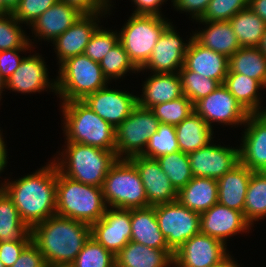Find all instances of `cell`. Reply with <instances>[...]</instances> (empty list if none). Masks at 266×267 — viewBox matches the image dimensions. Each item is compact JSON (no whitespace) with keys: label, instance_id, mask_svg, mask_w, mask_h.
<instances>
[{"label":"cell","instance_id":"obj_1","mask_svg":"<svg viewBox=\"0 0 266 267\" xmlns=\"http://www.w3.org/2000/svg\"><path fill=\"white\" fill-rule=\"evenodd\" d=\"M0 187L12 199L21 220L30 228L56 215L57 166L53 160L21 178H4Z\"/></svg>","mask_w":266,"mask_h":267},{"label":"cell","instance_id":"obj_2","mask_svg":"<svg viewBox=\"0 0 266 267\" xmlns=\"http://www.w3.org/2000/svg\"><path fill=\"white\" fill-rule=\"evenodd\" d=\"M32 242L48 264L73 263L91 236L90 225L58 215L31 228Z\"/></svg>","mask_w":266,"mask_h":267},{"label":"cell","instance_id":"obj_3","mask_svg":"<svg viewBox=\"0 0 266 267\" xmlns=\"http://www.w3.org/2000/svg\"><path fill=\"white\" fill-rule=\"evenodd\" d=\"M65 142L80 143L116 154L115 128L99 117L83 101L60 103Z\"/></svg>","mask_w":266,"mask_h":267},{"label":"cell","instance_id":"obj_4","mask_svg":"<svg viewBox=\"0 0 266 267\" xmlns=\"http://www.w3.org/2000/svg\"><path fill=\"white\" fill-rule=\"evenodd\" d=\"M63 146L53 157L58 170L83 184L103 187L110 167L117 160L116 154L80 143L65 142Z\"/></svg>","mask_w":266,"mask_h":267},{"label":"cell","instance_id":"obj_5","mask_svg":"<svg viewBox=\"0 0 266 267\" xmlns=\"http://www.w3.org/2000/svg\"><path fill=\"white\" fill-rule=\"evenodd\" d=\"M106 208L102 187L73 180L57 168L56 215L91 226L102 218Z\"/></svg>","mask_w":266,"mask_h":267},{"label":"cell","instance_id":"obj_6","mask_svg":"<svg viewBox=\"0 0 266 267\" xmlns=\"http://www.w3.org/2000/svg\"><path fill=\"white\" fill-rule=\"evenodd\" d=\"M58 67L55 79L59 102L83 101L88 95L112 84L100 64L85 54L68 58Z\"/></svg>","mask_w":266,"mask_h":267},{"label":"cell","instance_id":"obj_7","mask_svg":"<svg viewBox=\"0 0 266 267\" xmlns=\"http://www.w3.org/2000/svg\"><path fill=\"white\" fill-rule=\"evenodd\" d=\"M102 189L107 207L127 210L149 207L140 175L129 159L114 162Z\"/></svg>","mask_w":266,"mask_h":267},{"label":"cell","instance_id":"obj_8","mask_svg":"<svg viewBox=\"0 0 266 267\" xmlns=\"http://www.w3.org/2000/svg\"><path fill=\"white\" fill-rule=\"evenodd\" d=\"M124 22L119 33V42L129 59L140 70L149 60L155 44L171 19L157 15H133Z\"/></svg>","mask_w":266,"mask_h":267},{"label":"cell","instance_id":"obj_9","mask_svg":"<svg viewBox=\"0 0 266 267\" xmlns=\"http://www.w3.org/2000/svg\"><path fill=\"white\" fill-rule=\"evenodd\" d=\"M159 124V120L150 109L137 105L115 129L117 159L142 155L150 136L157 131Z\"/></svg>","mask_w":266,"mask_h":267},{"label":"cell","instance_id":"obj_10","mask_svg":"<svg viewBox=\"0 0 266 267\" xmlns=\"http://www.w3.org/2000/svg\"><path fill=\"white\" fill-rule=\"evenodd\" d=\"M159 229L174 253L186 240L200 233V214L178 200L154 206Z\"/></svg>","mask_w":266,"mask_h":267},{"label":"cell","instance_id":"obj_11","mask_svg":"<svg viewBox=\"0 0 266 267\" xmlns=\"http://www.w3.org/2000/svg\"><path fill=\"white\" fill-rule=\"evenodd\" d=\"M194 111L212 129L216 123L223 127L229 125L231 128H236V126L242 128L250 115L223 84L211 94L197 101L194 104Z\"/></svg>","mask_w":266,"mask_h":267},{"label":"cell","instance_id":"obj_12","mask_svg":"<svg viewBox=\"0 0 266 267\" xmlns=\"http://www.w3.org/2000/svg\"><path fill=\"white\" fill-rule=\"evenodd\" d=\"M171 22L163 31L159 40L154 46L151 56L147 63L138 71V73L148 72L151 73H178L184 66L185 54L188 50L191 39L193 38L190 33V38L187 40L180 37L179 32Z\"/></svg>","mask_w":266,"mask_h":267},{"label":"cell","instance_id":"obj_13","mask_svg":"<svg viewBox=\"0 0 266 267\" xmlns=\"http://www.w3.org/2000/svg\"><path fill=\"white\" fill-rule=\"evenodd\" d=\"M25 55L19 67L6 81V90L20 94L54 92L57 96L56 79L50 80L49 70L42 54Z\"/></svg>","mask_w":266,"mask_h":267},{"label":"cell","instance_id":"obj_14","mask_svg":"<svg viewBox=\"0 0 266 267\" xmlns=\"http://www.w3.org/2000/svg\"><path fill=\"white\" fill-rule=\"evenodd\" d=\"M214 141L188 154L193 177L218 180L239 163V147L214 144Z\"/></svg>","mask_w":266,"mask_h":267},{"label":"cell","instance_id":"obj_15","mask_svg":"<svg viewBox=\"0 0 266 267\" xmlns=\"http://www.w3.org/2000/svg\"><path fill=\"white\" fill-rule=\"evenodd\" d=\"M229 253L223 242L200 232L174 252V267H211Z\"/></svg>","mask_w":266,"mask_h":267},{"label":"cell","instance_id":"obj_16","mask_svg":"<svg viewBox=\"0 0 266 267\" xmlns=\"http://www.w3.org/2000/svg\"><path fill=\"white\" fill-rule=\"evenodd\" d=\"M90 228L91 237L116 256L131 240V209L107 207Z\"/></svg>","mask_w":266,"mask_h":267},{"label":"cell","instance_id":"obj_17","mask_svg":"<svg viewBox=\"0 0 266 267\" xmlns=\"http://www.w3.org/2000/svg\"><path fill=\"white\" fill-rule=\"evenodd\" d=\"M83 102L115 129L138 105L137 94L108 86L88 95Z\"/></svg>","mask_w":266,"mask_h":267},{"label":"cell","instance_id":"obj_18","mask_svg":"<svg viewBox=\"0 0 266 267\" xmlns=\"http://www.w3.org/2000/svg\"><path fill=\"white\" fill-rule=\"evenodd\" d=\"M252 231L244 213L219 203L200 214V232L216 238L226 246L228 238Z\"/></svg>","mask_w":266,"mask_h":267},{"label":"cell","instance_id":"obj_19","mask_svg":"<svg viewBox=\"0 0 266 267\" xmlns=\"http://www.w3.org/2000/svg\"><path fill=\"white\" fill-rule=\"evenodd\" d=\"M129 160L135 165L140 175L149 206L154 207L177 200L178 191L156 159L137 155Z\"/></svg>","mask_w":266,"mask_h":267},{"label":"cell","instance_id":"obj_20","mask_svg":"<svg viewBox=\"0 0 266 267\" xmlns=\"http://www.w3.org/2000/svg\"><path fill=\"white\" fill-rule=\"evenodd\" d=\"M105 16L108 17V13L83 14L63 34L51 42L57 54L58 65L68 58L84 54L91 36L101 25L100 21L106 18Z\"/></svg>","mask_w":266,"mask_h":267},{"label":"cell","instance_id":"obj_21","mask_svg":"<svg viewBox=\"0 0 266 267\" xmlns=\"http://www.w3.org/2000/svg\"><path fill=\"white\" fill-rule=\"evenodd\" d=\"M239 162L251 171L266 168V113L250 114L243 125Z\"/></svg>","mask_w":266,"mask_h":267},{"label":"cell","instance_id":"obj_22","mask_svg":"<svg viewBox=\"0 0 266 267\" xmlns=\"http://www.w3.org/2000/svg\"><path fill=\"white\" fill-rule=\"evenodd\" d=\"M82 15L76 8L67 5L63 1H57L29 26L32 31L31 38L34 37L35 39L29 38V42L33 47H35L34 42L37 39V42H53Z\"/></svg>","mask_w":266,"mask_h":267},{"label":"cell","instance_id":"obj_23","mask_svg":"<svg viewBox=\"0 0 266 267\" xmlns=\"http://www.w3.org/2000/svg\"><path fill=\"white\" fill-rule=\"evenodd\" d=\"M229 58L199 44L191 39L185 54L184 67L204 77L224 83L229 71Z\"/></svg>","mask_w":266,"mask_h":267},{"label":"cell","instance_id":"obj_24","mask_svg":"<svg viewBox=\"0 0 266 267\" xmlns=\"http://www.w3.org/2000/svg\"><path fill=\"white\" fill-rule=\"evenodd\" d=\"M142 84V93L137 96L138 105L150 109L183 96L178 73H150Z\"/></svg>","mask_w":266,"mask_h":267},{"label":"cell","instance_id":"obj_25","mask_svg":"<svg viewBox=\"0 0 266 267\" xmlns=\"http://www.w3.org/2000/svg\"><path fill=\"white\" fill-rule=\"evenodd\" d=\"M204 29L193 31V38L202 46L231 57L241 45L229 21H200ZM206 25V26H205Z\"/></svg>","mask_w":266,"mask_h":267},{"label":"cell","instance_id":"obj_26","mask_svg":"<svg viewBox=\"0 0 266 267\" xmlns=\"http://www.w3.org/2000/svg\"><path fill=\"white\" fill-rule=\"evenodd\" d=\"M252 172L239 162L219 178L218 203L244 213L246 192Z\"/></svg>","mask_w":266,"mask_h":267},{"label":"cell","instance_id":"obj_27","mask_svg":"<svg viewBox=\"0 0 266 267\" xmlns=\"http://www.w3.org/2000/svg\"><path fill=\"white\" fill-rule=\"evenodd\" d=\"M170 249H154L129 241L116 255L117 267H174Z\"/></svg>","mask_w":266,"mask_h":267},{"label":"cell","instance_id":"obj_28","mask_svg":"<svg viewBox=\"0 0 266 267\" xmlns=\"http://www.w3.org/2000/svg\"><path fill=\"white\" fill-rule=\"evenodd\" d=\"M177 200L199 214L218 203V182L206 177H193L178 191Z\"/></svg>","mask_w":266,"mask_h":267},{"label":"cell","instance_id":"obj_29","mask_svg":"<svg viewBox=\"0 0 266 267\" xmlns=\"http://www.w3.org/2000/svg\"><path fill=\"white\" fill-rule=\"evenodd\" d=\"M131 240L154 249H169L159 229L154 207L131 209Z\"/></svg>","mask_w":266,"mask_h":267},{"label":"cell","instance_id":"obj_30","mask_svg":"<svg viewBox=\"0 0 266 267\" xmlns=\"http://www.w3.org/2000/svg\"><path fill=\"white\" fill-rule=\"evenodd\" d=\"M223 85L249 114L266 113V107L261 106L259 92L265 87L258 80L239 73H228Z\"/></svg>","mask_w":266,"mask_h":267},{"label":"cell","instance_id":"obj_31","mask_svg":"<svg viewBox=\"0 0 266 267\" xmlns=\"http://www.w3.org/2000/svg\"><path fill=\"white\" fill-rule=\"evenodd\" d=\"M180 151L189 154L207 146L215 138L212 129L195 111L175 126Z\"/></svg>","mask_w":266,"mask_h":267},{"label":"cell","instance_id":"obj_32","mask_svg":"<svg viewBox=\"0 0 266 267\" xmlns=\"http://www.w3.org/2000/svg\"><path fill=\"white\" fill-rule=\"evenodd\" d=\"M32 241L31 228L24 223L8 194L0 187V242Z\"/></svg>","mask_w":266,"mask_h":267},{"label":"cell","instance_id":"obj_33","mask_svg":"<svg viewBox=\"0 0 266 267\" xmlns=\"http://www.w3.org/2000/svg\"><path fill=\"white\" fill-rule=\"evenodd\" d=\"M228 73L258 80L266 89V56L258 47H241L229 57Z\"/></svg>","mask_w":266,"mask_h":267},{"label":"cell","instance_id":"obj_34","mask_svg":"<svg viewBox=\"0 0 266 267\" xmlns=\"http://www.w3.org/2000/svg\"><path fill=\"white\" fill-rule=\"evenodd\" d=\"M229 22L241 47H258L260 45L266 23L249 7L236 13Z\"/></svg>","mask_w":266,"mask_h":267},{"label":"cell","instance_id":"obj_35","mask_svg":"<svg viewBox=\"0 0 266 267\" xmlns=\"http://www.w3.org/2000/svg\"><path fill=\"white\" fill-rule=\"evenodd\" d=\"M244 217L253 227L266 218V173L253 171L246 192Z\"/></svg>","mask_w":266,"mask_h":267},{"label":"cell","instance_id":"obj_36","mask_svg":"<svg viewBox=\"0 0 266 267\" xmlns=\"http://www.w3.org/2000/svg\"><path fill=\"white\" fill-rule=\"evenodd\" d=\"M156 160L177 191L193 178L188 154L182 151L162 155Z\"/></svg>","mask_w":266,"mask_h":267},{"label":"cell","instance_id":"obj_37","mask_svg":"<svg viewBox=\"0 0 266 267\" xmlns=\"http://www.w3.org/2000/svg\"><path fill=\"white\" fill-rule=\"evenodd\" d=\"M99 64L109 82L123 79L127 73L136 74L139 71L129 59L128 53L120 42L108 51Z\"/></svg>","mask_w":266,"mask_h":267},{"label":"cell","instance_id":"obj_38","mask_svg":"<svg viewBox=\"0 0 266 267\" xmlns=\"http://www.w3.org/2000/svg\"><path fill=\"white\" fill-rule=\"evenodd\" d=\"M21 24L12 13L0 15V51L33 48Z\"/></svg>","mask_w":266,"mask_h":267},{"label":"cell","instance_id":"obj_39","mask_svg":"<svg viewBox=\"0 0 266 267\" xmlns=\"http://www.w3.org/2000/svg\"><path fill=\"white\" fill-rule=\"evenodd\" d=\"M178 74L181 79L183 95L190 99L193 104L211 94L220 86L216 80L189 71L184 66L179 70Z\"/></svg>","mask_w":266,"mask_h":267},{"label":"cell","instance_id":"obj_40","mask_svg":"<svg viewBox=\"0 0 266 267\" xmlns=\"http://www.w3.org/2000/svg\"><path fill=\"white\" fill-rule=\"evenodd\" d=\"M180 151L174 125L160 123L157 131L150 136L142 156L156 159L165 154Z\"/></svg>","mask_w":266,"mask_h":267},{"label":"cell","instance_id":"obj_41","mask_svg":"<svg viewBox=\"0 0 266 267\" xmlns=\"http://www.w3.org/2000/svg\"><path fill=\"white\" fill-rule=\"evenodd\" d=\"M72 264L74 267H115L116 256L90 236Z\"/></svg>","mask_w":266,"mask_h":267},{"label":"cell","instance_id":"obj_42","mask_svg":"<svg viewBox=\"0 0 266 267\" xmlns=\"http://www.w3.org/2000/svg\"><path fill=\"white\" fill-rule=\"evenodd\" d=\"M160 123L178 125L194 112V104L186 96L150 108Z\"/></svg>","mask_w":266,"mask_h":267},{"label":"cell","instance_id":"obj_43","mask_svg":"<svg viewBox=\"0 0 266 267\" xmlns=\"http://www.w3.org/2000/svg\"><path fill=\"white\" fill-rule=\"evenodd\" d=\"M105 28V29H104ZM119 42V33L116 30L108 29L100 25L91 36L84 54L95 62L102 58Z\"/></svg>","mask_w":266,"mask_h":267},{"label":"cell","instance_id":"obj_44","mask_svg":"<svg viewBox=\"0 0 266 267\" xmlns=\"http://www.w3.org/2000/svg\"><path fill=\"white\" fill-rule=\"evenodd\" d=\"M249 0H210L200 21H229L236 13L248 8Z\"/></svg>","mask_w":266,"mask_h":267},{"label":"cell","instance_id":"obj_45","mask_svg":"<svg viewBox=\"0 0 266 267\" xmlns=\"http://www.w3.org/2000/svg\"><path fill=\"white\" fill-rule=\"evenodd\" d=\"M59 0H20L12 15L26 26H30L42 13Z\"/></svg>","mask_w":266,"mask_h":267},{"label":"cell","instance_id":"obj_46","mask_svg":"<svg viewBox=\"0 0 266 267\" xmlns=\"http://www.w3.org/2000/svg\"><path fill=\"white\" fill-rule=\"evenodd\" d=\"M31 50L33 51L32 48H18L0 51V74L5 82L15 72L23 60L24 56L21 57L20 54L24 52L27 53V51L31 53Z\"/></svg>","mask_w":266,"mask_h":267},{"label":"cell","instance_id":"obj_47","mask_svg":"<svg viewBox=\"0 0 266 267\" xmlns=\"http://www.w3.org/2000/svg\"><path fill=\"white\" fill-rule=\"evenodd\" d=\"M43 254L31 241L21 252L17 261L11 267H46Z\"/></svg>","mask_w":266,"mask_h":267},{"label":"cell","instance_id":"obj_48","mask_svg":"<svg viewBox=\"0 0 266 267\" xmlns=\"http://www.w3.org/2000/svg\"><path fill=\"white\" fill-rule=\"evenodd\" d=\"M209 3L210 0H171L173 9L177 12H185L186 15L190 13L189 19H193V22L202 17Z\"/></svg>","mask_w":266,"mask_h":267},{"label":"cell","instance_id":"obj_49","mask_svg":"<svg viewBox=\"0 0 266 267\" xmlns=\"http://www.w3.org/2000/svg\"><path fill=\"white\" fill-rule=\"evenodd\" d=\"M30 242L31 241H1L0 260L3 265L5 267H11Z\"/></svg>","mask_w":266,"mask_h":267},{"label":"cell","instance_id":"obj_50","mask_svg":"<svg viewBox=\"0 0 266 267\" xmlns=\"http://www.w3.org/2000/svg\"><path fill=\"white\" fill-rule=\"evenodd\" d=\"M133 5L132 7H136L134 11H132L133 15H157V16H165L162 14V5L167 3L168 0H131Z\"/></svg>","mask_w":266,"mask_h":267},{"label":"cell","instance_id":"obj_51","mask_svg":"<svg viewBox=\"0 0 266 267\" xmlns=\"http://www.w3.org/2000/svg\"><path fill=\"white\" fill-rule=\"evenodd\" d=\"M76 8L82 14L107 13L99 5L98 0H60Z\"/></svg>","mask_w":266,"mask_h":267},{"label":"cell","instance_id":"obj_52","mask_svg":"<svg viewBox=\"0 0 266 267\" xmlns=\"http://www.w3.org/2000/svg\"><path fill=\"white\" fill-rule=\"evenodd\" d=\"M4 138L3 137V130L0 128V177H1V174L2 172H4L5 168L7 167V164H8V147L4 141Z\"/></svg>","mask_w":266,"mask_h":267},{"label":"cell","instance_id":"obj_53","mask_svg":"<svg viewBox=\"0 0 266 267\" xmlns=\"http://www.w3.org/2000/svg\"><path fill=\"white\" fill-rule=\"evenodd\" d=\"M248 7L266 23V0H249Z\"/></svg>","mask_w":266,"mask_h":267},{"label":"cell","instance_id":"obj_54","mask_svg":"<svg viewBox=\"0 0 266 267\" xmlns=\"http://www.w3.org/2000/svg\"><path fill=\"white\" fill-rule=\"evenodd\" d=\"M235 258L231 256L229 253L224 259H222L219 263L211 266V267H240V264L234 260Z\"/></svg>","mask_w":266,"mask_h":267},{"label":"cell","instance_id":"obj_55","mask_svg":"<svg viewBox=\"0 0 266 267\" xmlns=\"http://www.w3.org/2000/svg\"><path fill=\"white\" fill-rule=\"evenodd\" d=\"M20 0H3L4 14L12 13L18 6Z\"/></svg>","mask_w":266,"mask_h":267},{"label":"cell","instance_id":"obj_56","mask_svg":"<svg viewBox=\"0 0 266 267\" xmlns=\"http://www.w3.org/2000/svg\"><path fill=\"white\" fill-rule=\"evenodd\" d=\"M98 3H99V5H100V7L105 11V12H107L108 13V15L110 16L111 15V9H112V7L114 8V6H113V3L114 2H112V0H98ZM112 3V4H111Z\"/></svg>","mask_w":266,"mask_h":267},{"label":"cell","instance_id":"obj_57","mask_svg":"<svg viewBox=\"0 0 266 267\" xmlns=\"http://www.w3.org/2000/svg\"><path fill=\"white\" fill-rule=\"evenodd\" d=\"M258 48L266 56V27Z\"/></svg>","mask_w":266,"mask_h":267},{"label":"cell","instance_id":"obj_58","mask_svg":"<svg viewBox=\"0 0 266 267\" xmlns=\"http://www.w3.org/2000/svg\"><path fill=\"white\" fill-rule=\"evenodd\" d=\"M46 267H74L72 263H54L48 264Z\"/></svg>","mask_w":266,"mask_h":267},{"label":"cell","instance_id":"obj_59","mask_svg":"<svg viewBox=\"0 0 266 267\" xmlns=\"http://www.w3.org/2000/svg\"><path fill=\"white\" fill-rule=\"evenodd\" d=\"M6 89V82L5 80L1 77L0 74V101H2V94L4 93L3 91H5Z\"/></svg>","mask_w":266,"mask_h":267},{"label":"cell","instance_id":"obj_60","mask_svg":"<svg viewBox=\"0 0 266 267\" xmlns=\"http://www.w3.org/2000/svg\"><path fill=\"white\" fill-rule=\"evenodd\" d=\"M4 14V3L3 0H0V15Z\"/></svg>","mask_w":266,"mask_h":267},{"label":"cell","instance_id":"obj_61","mask_svg":"<svg viewBox=\"0 0 266 267\" xmlns=\"http://www.w3.org/2000/svg\"><path fill=\"white\" fill-rule=\"evenodd\" d=\"M0 267H5V266L3 265V263L1 262V260H0Z\"/></svg>","mask_w":266,"mask_h":267}]
</instances>
